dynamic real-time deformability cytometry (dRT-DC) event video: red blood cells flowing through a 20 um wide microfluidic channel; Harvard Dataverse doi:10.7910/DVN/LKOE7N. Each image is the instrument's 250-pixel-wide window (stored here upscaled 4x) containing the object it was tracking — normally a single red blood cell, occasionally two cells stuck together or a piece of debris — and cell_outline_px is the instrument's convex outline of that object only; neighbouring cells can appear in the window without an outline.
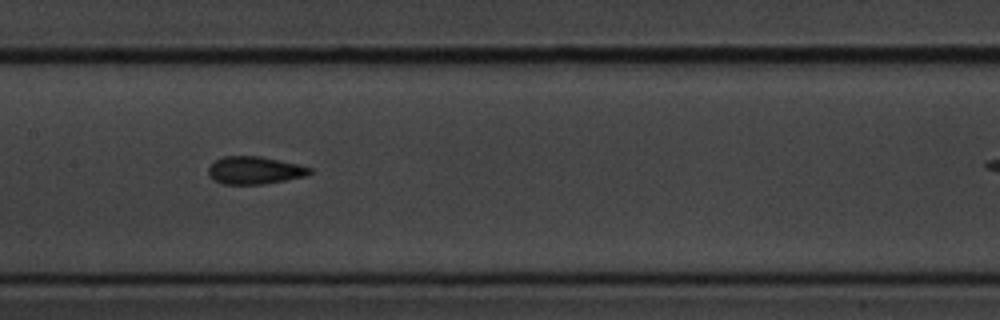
{"species": "common noctule bat (a hibernating species)", "species_latin": "Nyctalus noctula", "temperature_condition": "cold", "stored_images_in_passage": 11, "camera_frame_rate_fps": 3000, "um_per_image_px": 0.085, "animal": {"sex": "male", "body_mass_g": 20.1, "forearm_length_mm": 53.5}, "frame": {"image": 1, "passage_image": 7, "time_ms": 2.0, "image_size_px": [1000, 320], "cell_outline_px": [[312, 172], [304, 176], [264, 184], [224, 184], [212, 180], [208, 176], [208, 168], [216, 160], [224, 156], [260, 156], [296, 164], [312, 168]], "centroid_in_image_um": [21.59, 14.48], "position_along_channel_um": 185.8, "area_um2": 16.18}}
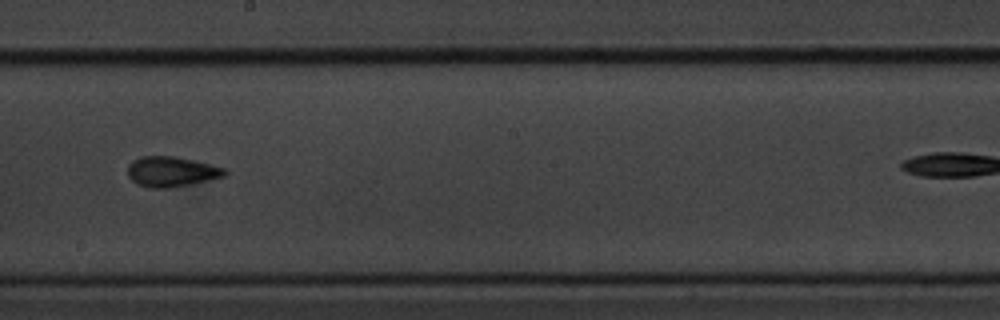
{"frame": {"image": 2, "passage_image": 8, "time_ms": 2.333, "image_size_px": [1000, 320], "cell_outline_px": [[228, 172], [224, 176], [192, 184], [168, 188], [152, 188], [136, 184], [128, 176], [128, 164], [132, 160], [140, 156], [172, 156], [208, 164], [224, 168]], "centroid_in_image_um": [14.52, 14.59], "position_along_channel_um": 233.7, "area_um2": 16.94}}
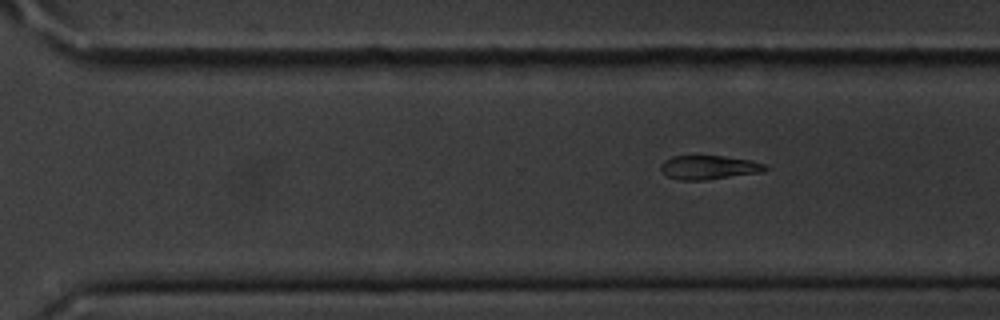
{"frame": {"image": 3, "passage_image": 11, "time_ms": 3.333, "image_size_px": [1000, 320], "cell_outline_px": [[768, 168], [764, 172], [704, 180], [680, 180], [668, 176], [660, 168], [660, 164], [664, 160], [672, 156], [724, 156], [748, 160], [764, 164]], "centroid_in_image_um": [60.24, 14.23], "position_along_channel_um": 310.4, "area_um2": 14.45}}